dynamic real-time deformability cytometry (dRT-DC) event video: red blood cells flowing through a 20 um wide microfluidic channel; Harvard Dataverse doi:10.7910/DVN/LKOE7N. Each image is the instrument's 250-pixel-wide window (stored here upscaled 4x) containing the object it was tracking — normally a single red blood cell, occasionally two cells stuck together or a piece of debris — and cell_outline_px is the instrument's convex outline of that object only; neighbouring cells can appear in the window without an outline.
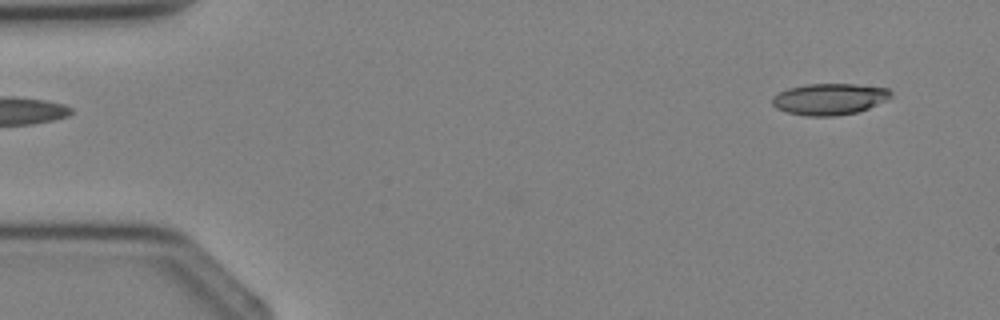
{"species": "Egyptian fruit bat (a non-hibernating species)", "species_latin": "Rousettus aegyptiacus", "temperature_condition": "cold", "stored_images_in_passage": 3, "segment_of_instrument_passage": [2, 2], "camera_frame_rate_fps": 3000, "um_per_image_px": 0.085, "animal": {"sex": "female"}, "frame": {"image": 1, "passage_image": 3, "time_ms": 3.333, "image_size_px": [1000, 320], "cell_outline_px": [[892, 96], [888, 100], [868, 108], [856, 112], [836, 116], [804, 116], [788, 112], [776, 108], [772, 104], [772, 96], [788, 88], [808, 84], [856, 84], [888, 88], [892, 92]], "centroid_in_image_um": [70.52, 8.42], "position_along_channel_um": 14.5, "area_um2": 21.79}}